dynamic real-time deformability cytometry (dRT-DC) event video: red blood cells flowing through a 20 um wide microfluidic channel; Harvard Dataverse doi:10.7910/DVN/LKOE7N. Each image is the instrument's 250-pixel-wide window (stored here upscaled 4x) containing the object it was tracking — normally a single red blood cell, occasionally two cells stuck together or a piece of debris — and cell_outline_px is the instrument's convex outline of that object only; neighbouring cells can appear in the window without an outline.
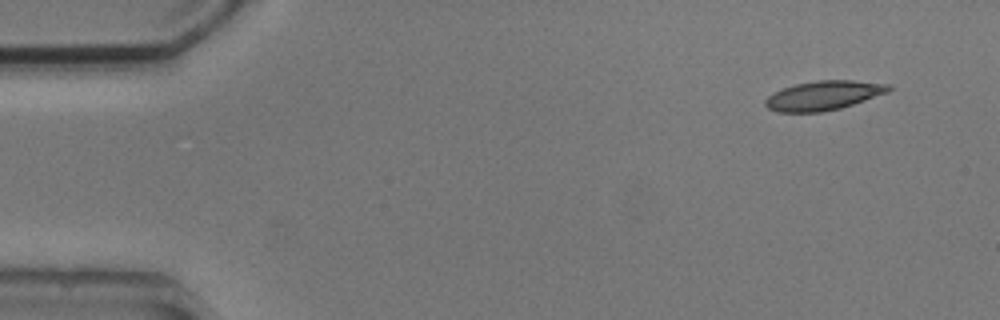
{"species": "common noctule bat (a hibernating species)", "species_latin": "Nyctalus noctula", "temperature_condition": "cold", "stored_images_in_passage": 4, "camera_frame_rate_fps": 3000, "um_per_image_px": 0.085, "animal": {"sex": "male", "body_mass_g": 20.5, "forearm_length_mm": 52.5}, "frame": {"image": 1, "passage_image": 1, "time_ms": 0.0, "image_size_px": [1000, 320], "cell_outline_px": [[892, 88], [888, 92], [840, 108], [820, 112], [776, 112], [768, 108], [764, 104], [764, 100], [768, 96], [784, 88], [796, 84], [816, 80], [852, 80], [892, 84]], "centroid_in_image_um": [70.01, 8.11], "position_along_channel_um": 15.0, "area_um2": 20.92}}
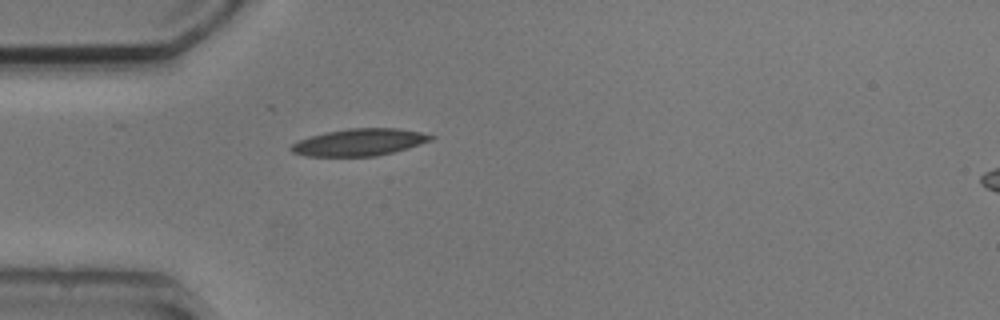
{"frame": {"image": 2, "passage_image": 4, "time_ms": 3.667, "image_size_px": [1000, 320], "cell_outline_px": [[436, 136], [432, 140], [408, 148], [376, 156], [304, 156], [292, 152], [288, 148], [292, 144], [300, 140], [324, 132], [348, 128], [400, 128], [420, 132]], "centroid_in_image_um": [30.55, 12.09], "position_along_channel_um": 54.5, "area_um2": 22.02}}